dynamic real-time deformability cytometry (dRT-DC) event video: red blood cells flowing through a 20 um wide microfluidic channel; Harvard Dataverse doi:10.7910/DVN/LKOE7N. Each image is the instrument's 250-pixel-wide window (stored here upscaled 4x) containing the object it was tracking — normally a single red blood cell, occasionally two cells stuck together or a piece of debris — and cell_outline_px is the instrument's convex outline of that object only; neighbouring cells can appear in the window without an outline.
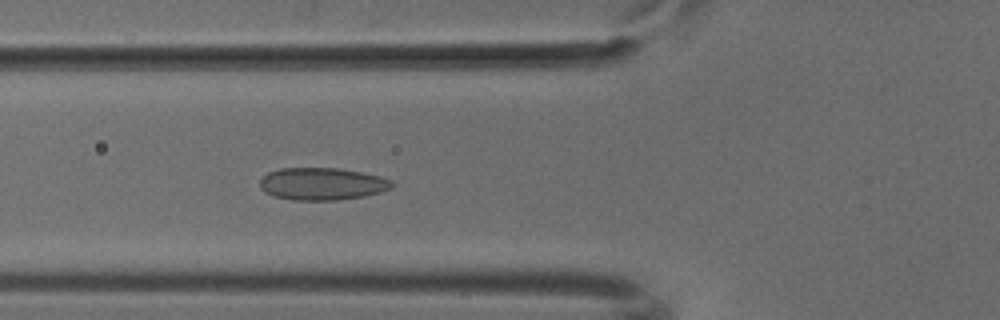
{"species": "common noctule bat (a hibernating species)", "species_latin": "Nyctalus noctula", "temperature_condition": "cold", "stored_images_in_passage": 45, "camera_frame_rate_fps": 3000, "um_per_image_px": 0.085, "animal": {"sex": "male", "body_mass_g": 18.8}, "frame": {"image": 1, "passage_image": 18, "time_ms": 5.667, "image_size_px": [1000, 320], "cell_outline_px": [[392, 188], [380, 192], [364, 196], [336, 200], [292, 200], [272, 196], [264, 192], [260, 188], [260, 180], [268, 172], [280, 168], [340, 168], [380, 176], [392, 180]], "centroid_in_image_um": [27.35, 15.63], "position_along_channel_um": 98.4, "area_um2": 24.97}}
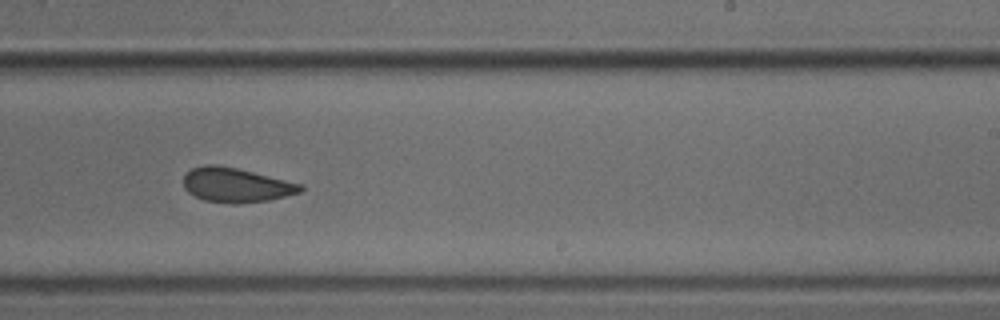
{"frame": {"image": 2, "passage_image": 31, "time_ms": 10.0, "image_size_px": [1000, 320], "cell_outline_px": [[304, 188], [300, 192], [272, 200], [236, 204], [232, 204], [204, 200], [188, 192], [184, 188], [184, 176], [192, 168], [208, 164], [216, 164], [236, 168], [304, 184]], "centroid_in_image_um": [20.09, 15.74], "position_along_channel_um": 268.9, "area_um2": 23.52}}
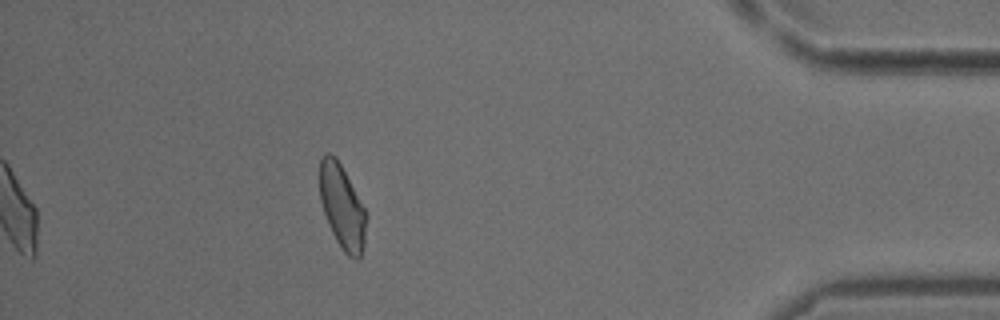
{"frame": {"image": 3, "passage_image": 45, "time_ms": 14.667, "image_size_px": [1000, 320], "cell_outline_px": [[368, 216], [364, 244], [360, 256], [356, 260], [348, 256], [340, 248], [328, 224], [320, 200], [320, 160], [324, 152], [328, 152], [336, 156], [364, 208]], "centroid_in_image_um": [29.08, 17.59], "position_along_channel_um": 406.1, "area_um2": 22.77}}